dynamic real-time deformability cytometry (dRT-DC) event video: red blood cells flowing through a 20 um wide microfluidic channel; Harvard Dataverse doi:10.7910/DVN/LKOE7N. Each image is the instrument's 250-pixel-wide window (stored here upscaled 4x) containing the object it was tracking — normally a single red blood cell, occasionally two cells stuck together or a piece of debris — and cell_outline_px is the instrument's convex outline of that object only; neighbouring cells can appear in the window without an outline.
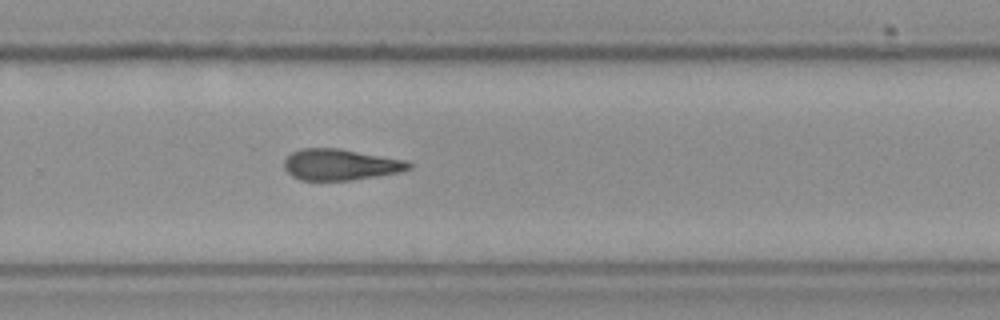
{"species": "Egyptian fruit bat (a non-hibernating species)", "species_latin": "Rousettus aegyptiacus", "temperature_condition": "cold", "stored_images_in_passage": 11, "camera_frame_rate_fps": 3000, "um_per_image_px": 0.085, "frame": {"image": 1, "passage_image": 11, "time_ms": 3.333, "image_size_px": [1000, 320], "cell_outline_px": [[412, 168], [396, 172], [348, 180], [300, 180], [292, 176], [284, 168], [284, 160], [292, 152], [300, 148], [340, 148], [404, 160], [412, 164]], "centroid_in_image_um": [28.87, 13.98], "position_along_channel_um": 300.9, "area_um2": 22.31}}